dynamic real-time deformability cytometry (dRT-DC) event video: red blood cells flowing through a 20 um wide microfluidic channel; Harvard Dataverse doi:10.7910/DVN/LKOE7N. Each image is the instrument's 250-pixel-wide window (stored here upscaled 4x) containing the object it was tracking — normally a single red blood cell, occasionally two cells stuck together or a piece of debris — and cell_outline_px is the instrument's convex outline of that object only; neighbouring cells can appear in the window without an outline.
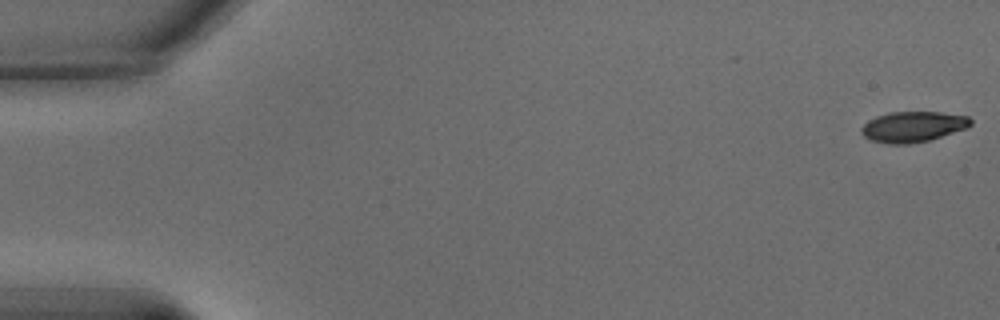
{"species": "common noctule bat (a hibernating species)", "species_latin": "Nyctalus noctula", "temperature_condition": "warm", "stored_images_in_passage": 21, "camera_frame_rate_fps": 3000, "um_per_image_px": 0.085, "animal": {"sex": "male", "body_mass_g": 15.6}, "frame": {"image": 1, "passage_image": 1, "time_ms": 0.0, "image_size_px": [1000, 320], "cell_outline_px": [[972, 124], [968, 128], [928, 140], [908, 144], [888, 144], [872, 140], [864, 136], [860, 132], [860, 128], [868, 120], [876, 116], [888, 112], [940, 112], [968, 116], [972, 120]], "centroid_in_image_um": [77.59, 10.76], "position_along_channel_um": 7.4, "area_um2": 19.54}}
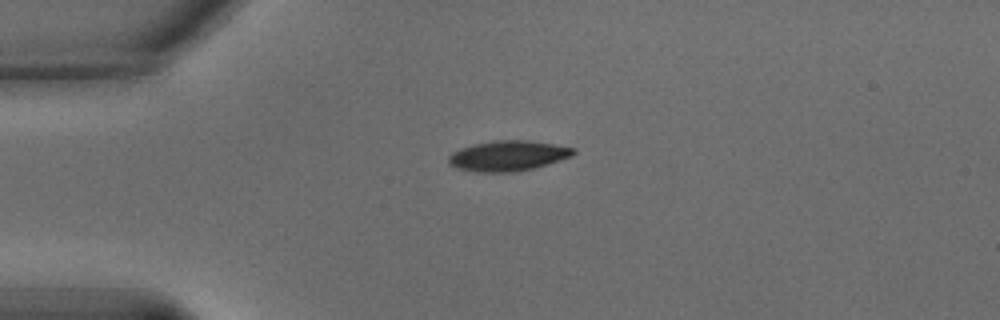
{"frame": {"image": 2, "passage_image": 15, "time_ms": 4.667, "image_size_px": [1000, 320], "cell_outline_px": [[576, 152], [572, 156], [548, 164], [532, 168], [512, 172], [476, 172], [456, 168], [448, 164], [448, 156], [452, 152], [460, 148], [472, 144], [492, 140], [528, 140], [576, 148]], "centroid_in_image_um": [43.14, 13.24], "position_along_channel_um": 41.9, "area_um2": 22.2}}
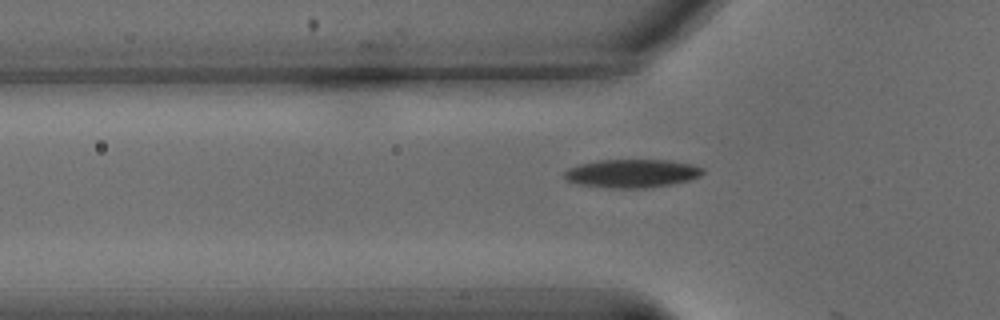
{"frame": {"image": 3, "passage_image": 20, "time_ms": 6.333, "image_size_px": [1000, 320], "cell_outline_px": [[704, 172], [700, 176], [688, 180], [672, 184], [648, 188], [612, 188], [576, 184], [568, 180], [564, 176], [564, 172], [568, 168], [580, 164], [600, 160], [672, 160], [692, 164], [704, 168]], "centroid_in_image_um": [53.74, 14.74], "position_along_channel_um": 72.1, "area_um2": 22.95}}